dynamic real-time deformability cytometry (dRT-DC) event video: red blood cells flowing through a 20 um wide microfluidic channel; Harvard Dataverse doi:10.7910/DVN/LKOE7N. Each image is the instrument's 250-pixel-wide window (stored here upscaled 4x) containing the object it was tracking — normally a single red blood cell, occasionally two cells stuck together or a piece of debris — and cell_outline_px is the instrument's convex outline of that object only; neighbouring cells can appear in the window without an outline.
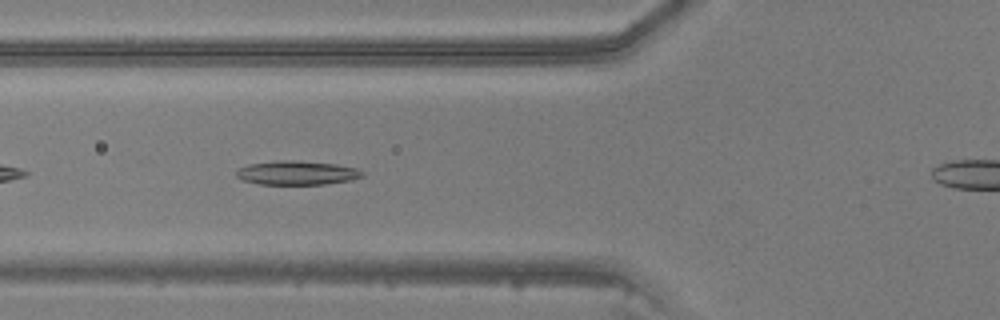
{"species": "common noctule bat (a hibernating species)", "species_latin": "Nyctalus noctula", "temperature_condition": "warm", "stored_images_in_passage": 29, "camera_frame_rate_fps": 3000, "um_per_image_px": 0.085, "animal": {"sex": "male", "body_mass_g": 20.5, "forearm_length_mm": 52.5}, "frame": {"image": 1, "passage_image": 5, "time_ms": 1.333, "image_size_px": [1000, 320], "cell_outline_px": [[364, 176], [352, 180], [324, 184], [260, 184], [244, 180], [236, 176], [236, 172], [240, 168], [248, 164], [280, 160], [292, 160], [336, 164], [356, 168], [364, 172]], "centroid_in_image_um": [25.27, 14.69], "position_along_channel_um": 100.5, "area_um2": 17.51}}
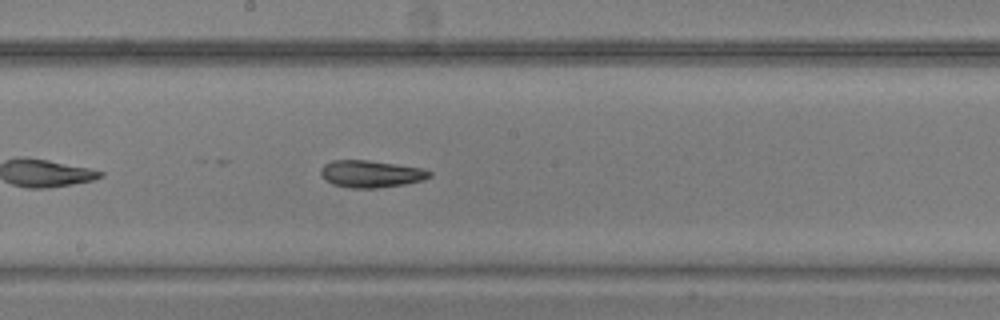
{"frame": {"image": 2, "passage_image": 13, "time_ms": 4.0, "image_size_px": [1000, 320], "cell_outline_px": [[432, 176], [424, 180], [404, 184], [376, 188], [352, 188], [332, 184], [324, 180], [320, 176], [320, 168], [324, 164], [332, 160], [368, 160], [424, 168], [432, 172]], "centroid_in_image_um": [31.52, 14.78], "position_along_channel_um": 216.7, "area_um2": 17.4}}
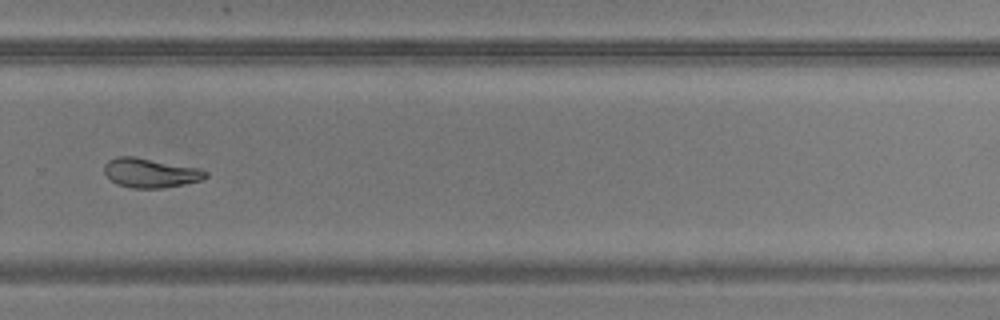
{"frame": {"image": 3, "passage_image": 20, "time_ms": 6.333, "image_size_px": [1000, 320], "cell_outline_px": [[208, 176], [200, 180], [184, 184], [164, 188], [132, 188], [116, 184], [104, 172], [104, 164], [108, 160], [116, 156], [132, 156], [196, 168], [208, 172]], "centroid_in_image_um": [12.74, 14.7], "position_along_channel_um": 317.1, "area_um2": 17.11}}